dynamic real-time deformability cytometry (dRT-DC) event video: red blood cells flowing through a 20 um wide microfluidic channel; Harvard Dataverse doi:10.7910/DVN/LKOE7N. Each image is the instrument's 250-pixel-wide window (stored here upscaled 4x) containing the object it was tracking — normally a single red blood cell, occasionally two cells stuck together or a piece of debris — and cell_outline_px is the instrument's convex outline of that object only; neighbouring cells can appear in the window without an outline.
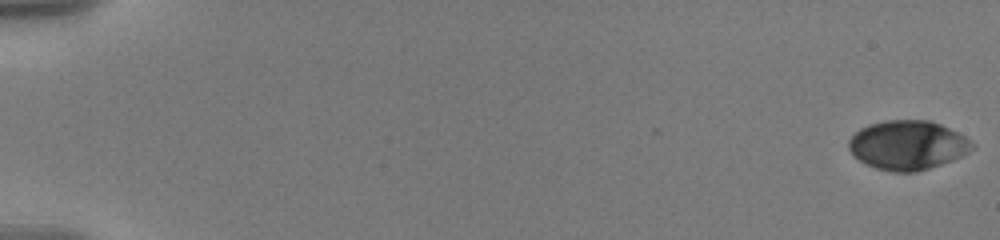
{"species": "human", "species_latin": "Homo sapiens", "temperature_condition": "warm", "stored_images_in_passage": 58, "camera_frame_rate_fps": 3000, "um_per_image_px": 0.085, "donor": {"sex": "male"}, "frame": {"image": 1, "passage_image": 1, "time_ms": 0.0, "image_size_px": [1000, 240], "cell_outline_px": [[976, 148], [964, 156], [916, 172], [892, 172], [876, 168], [852, 156], [848, 148], [848, 140], [860, 128], [868, 124], [888, 120], [928, 120], [940, 124], [964, 136], [976, 144]], "centroid_in_image_um": [77.16, 12.34], "position_along_channel_um": 7.8, "area_um2": 35.55}}
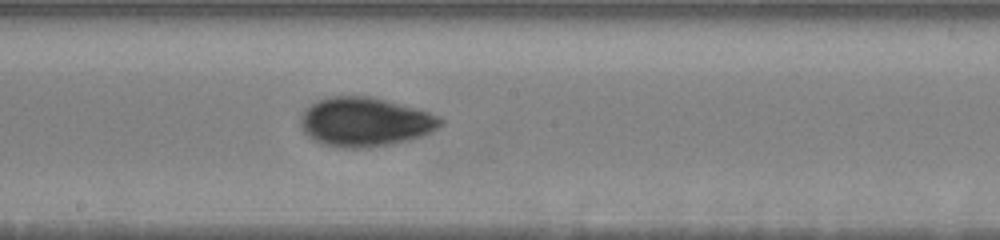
{"frame": {"image": 2, "passage_image": 34, "time_ms": 11.0, "image_size_px": [1000, 240], "cell_outline_px": [[444, 124], [432, 132], [408, 140], [392, 144], [368, 148], [340, 148], [324, 144], [308, 136], [304, 132], [300, 124], [300, 120], [304, 112], [316, 100], [328, 96], [372, 96], [428, 112], [440, 116], [444, 120]], "centroid_in_image_um": [31.05, 10.37], "position_along_channel_um": 217.2, "area_um2": 40.06}}
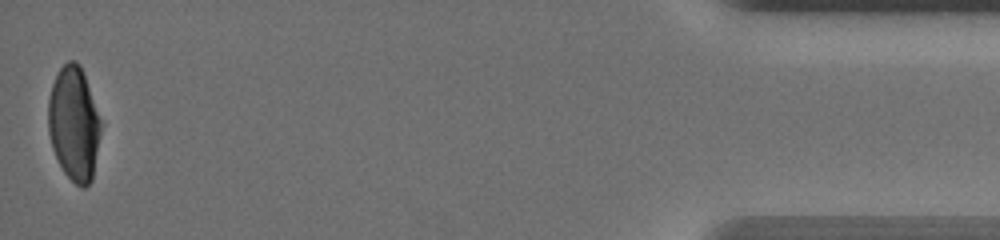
{"frame": {"image": 3, "passage_image": 58, "time_ms": 19.0, "image_size_px": [1000, 240], "cell_outline_px": [[100, 132], [92, 180], [84, 188], [80, 188], [64, 172], [52, 148], [48, 132], [48, 100], [52, 84], [60, 68], [68, 60], [76, 60], [80, 64], [100, 120]], "centroid_in_image_um": [6.26, 10.52], "position_along_channel_um": 428.9, "area_um2": 34.51}, "authors_computed_cell_mechanics": {"area_um2": 36.5874, "velocity_mm_per_s": 3.5928, "shape_relaxation_time_tau1_ms": 4.2297, "shape_relaxation_time_tau2_ms": 2.0777, "deformation_change_tau1": 0.1405, "deformation_change_tau2": 0.0562}}